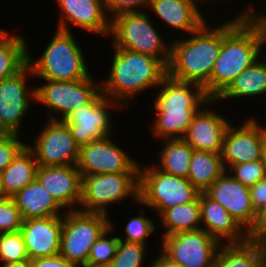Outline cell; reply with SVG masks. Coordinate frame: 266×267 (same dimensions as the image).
I'll return each mask as SVG.
<instances>
[{"label": "cell", "mask_w": 266, "mask_h": 267, "mask_svg": "<svg viewBox=\"0 0 266 267\" xmlns=\"http://www.w3.org/2000/svg\"><path fill=\"white\" fill-rule=\"evenodd\" d=\"M30 260L20 231L0 233V262L17 263Z\"/></svg>", "instance_id": "cell-32"}, {"label": "cell", "mask_w": 266, "mask_h": 267, "mask_svg": "<svg viewBox=\"0 0 266 267\" xmlns=\"http://www.w3.org/2000/svg\"><path fill=\"white\" fill-rule=\"evenodd\" d=\"M36 179L63 209L77 210L82 195V174L77 165L38 166Z\"/></svg>", "instance_id": "cell-20"}, {"label": "cell", "mask_w": 266, "mask_h": 267, "mask_svg": "<svg viewBox=\"0 0 266 267\" xmlns=\"http://www.w3.org/2000/svg\"><path fill=\"white\" fill-rule=\"evenodd\" d=\"M23 220L63 216L64 210L35 178L12 197ZM60 211H63L61 214Z\"/></svg>", "instance_id": "cell-24"}, {"label": "cell", "mask_w": 266, "mask_h": 267, "mask_svg": "<svg viewBox=\"0 0 266 267\" xmlns=\"http://www.w3.org/2000/svg\"><path fill=\"white\" fill-rule=\"evenodd\" d=\"M227 172L234 179L249 188L266 176L264 162L262 159L232 165L227 169Z\"/></svg>", "instance_id": "cell-36"}, {"label": "cell", "mask_w": 266, "mask_h": 267, "mask_svg": "<svg viewBox=\"0 0 266 267\" xmlns=\"http://www.w3.org/2000/svg\"><path fill=\"white\" fill-rule=\"evenodd\" d=\"M199 193L186 177L163 172L155 164L139 166L138 204L155 210L159 216L176 205L192 202Z\"/></svg>", "instance_id": "cell-7"}, {"label": "cell", "mask_w": 266, "mask_h": 267, "mask_svg": "<svg viewBox=\"0 0 266 267\" xmlns=\"http://www.w3.org/2000/svg\"><path fill=\"white\" fill-rule=\"evenodd\" d=\"M109 227L111 220L106 214L66 210L63 215L60 255L76 266L84 264L92 245Z\"/></svg>", "instance_id": "cell-9"}, {"label": "cell", "mask_w": 266, "mask_h": 267, "mask_svg": "<svg viewBox=\"0 0 266 267\" xmlns=\"http://www.w3.org/2000/svg\"><path fill=\"white\" fill-rule=\"evenodd\" d=\"M62 226L63 216L23 220L20 232L30 260L60 254Z\"/></svg>", "instance_id": "cell-21"}, {"label": "cell", "mask_w": 266, "mask_h": 267, "mask_svg": "<svg viewBox=\"0 0 266 267\" xmlns=\"http://www.w3.org/2000/svg\"><path fill=\"white\" fill-rule=\"evenodd\" d=\"M247 240L259 243L266 240V206L256 211L254 223L247 231Z\"/></svg>", "instance_id": "cell-41"}, {"label": "cell", "mask_w": 266, "mask_h": 267, "mask_svg": "<svg viewBox=\"0 0 266 267\" xmlns=\"http://www.w3.org/2000/svg\"><path fill=\"white\" fill-rule=\"evenodd\" d=\"M207 21L190 37L172 40L168 76L204 87L208 95V80L222 45V25Z\"/></svg>", "instance_id": "cell-4"}, {"label": "cell", "mask_w": 266, "mask_h": 267, "mask_svg": "<svg viewBox=\"0 0 266 267\" xmlns=\"http://www.w3.org/2000/svg\"><path fill=\"white\" fill-rule=\"evenodd\" d=\"M261 95H266V60L260 57L239 74L215 100L250 99Z\"/></svg>", "instance_id": "cell-25"}, {"label": "cell", "mask_w": 266, "mask_h": 267, "mask_svg": "<svg viewBox=\"0 0 266 267\" xmlns=\"http://www.w3.org/2000/svg\"><path fill=\"white\" fill-rule=\"evenodd\" d=\"M211 267H218V259H216L213 263Z\"/></svg>", "instance_id": "cell-51"}, {"label": "cell", "mask_w": 266, "mask_h": 267, "mask_svg": "<svg viewBox=\"0 0 266 267\" xmlns=\"http://www.w3.org/2000/svg\"><path fill=\"white\" fill-rule=\"evenodd\" d=\"M128 196L139 202V172L85 174L78 210L109 215L108 206Z\"/></svg>", "instance_id": "cell-8"}, {"label": "cell", "mask_w": 266, "mask_h": 267, "mask_svg": "<svg viewBox=\"0 0 266 267\" xmlns=\"http://www.w3.org/2000/svg\"><path fill=\"white\" fill-rule=\"evenodd\" d=\"M262 160L264 162L265 174H266V139H265V143H264V146H263Z\"/></svg>", "instance_id": "cell-48"}, {"label": "cell", "mask_w": 266, "mask_h": 267, "mask_svg": "<svg viewBox=\"0 0 266 267\" xmlns=\"http://www.w3.org/2000/svg\"><path fill=\"white\" fill-rule=\"evenodd\" d=\"M219 246L218 267H264L263 252L259 242L222 243Z\"/></svg>", "instance_id": "cell-31"}, {"label": "cell", "mask_w": 266, "mask_h": 267, "mask_svg": "<svg viewBox=\"0 0 266 267\" xmlns=\"http://www.w3.org/2000/svg\"><path fill=\"white\" fill-rule=\"evenodd\" d=\"M115 225L111 221L109 227L102 236L92 245L87 262L96 265L109 266L116 255L117 246L119 243L118 236H113ZM110 235H112L110 237Z\"/></svg>", "instance_id": "cell-34"}, {"label": "cell", "mask_w": 266, "mask_h": 267, "mask_svg": "<svg viewBox=\"0 0 266 267\" xmlns=\"http://www.w3.org/2000/svg\"><path fill=\"white\" fill-rule=\"evenodd\" d=\"M30 263L31 267H76L75 264L68 262L60 254L31 259Z\"/></svg>", "instance_id": "cell-43"}, {"label": "cell", "mask_w": 266, "mask_h": 267, "mask_svg": "<svg viewBox=\"0 0 266 267\" xmlns=\"http://www.w3.org/2000/svg\"><path fill=\"white\" fill-rule=\"evenodd\" d=\"M147 245L119 240L116 255L108 267H143Z\"/></svg>", "instance_id": "cell-33"}, {"label": "cell", "mask_w": 266, "mask_h": 267, "mask_svg": "<svg viewBox=\"0 0 266 267\" xmlns=\"http://www.w3.org/2000/svg\"><path fill=\"white\" fill-rule=\"evenodd\" d=\"M263 52L259 33L246 18L233 16L222 23V45L208 80V96L216 99L239 74L264 57Z\"/></svg>", "instance_id": "cell-2"}, {"label": "cell", "mask_w": 266, "mask_h": 267, "mask_svg": "<svg viewBox=\"0 0 266 267\" xmlns=\"http://www.w3.org/2000/svg\"><path fill=\"white\" fill-rule=\"evenodd\" d=\"M112 135L80 147L77 168L82 177L85 174L139 172L140 165L137 160L113 142Z\"/></svg>", "instance_id": "cell-16"}, {"label": "cell", "mask_w": 266, "mask_h": 267, "mask_svg": "<svg viewBox=\"0 0 266 267\" xmlns=\"http://www.w3.org/2000/svg\"><path fill=\"white\" fill-rule=\"evenodd\" d=\"M27 44L24 36L0 30V81L16 75L28 64Z\"/></svg>", "instance_id": "cell-27"}, {"label": "cell", "mask_w": 266, "mask_h": 267, "mask_svg": "<svg viewBox=\"0 0 266 267\" xmlns=\"http://www.w3.org/2000/svg\"><path fill=\"white\" fill-rule=\"evenodd\" d=\"M198 6L194 0H150L148 9L172 29L190 34L207 21Z\"/></svg>", "instance_id": "cell-23"}, {"label": "cell", "mask_w": 266, "mask_h": 267, "mask_svg": "<svg viewBox=\"0 0 266 267\" xmlns=\"http://www.w3.org/2000/svg\"><path fill=\"white\" fill-rule=\"evenodd\" d=\"M161 238V251L183 267H211L217 259L219 246H222V243L204 229L184 231Z\"/></svg>", "instance_id": "cell-12"}, {"label": "cell", "mask_w": 266, "mask_h": 267, "mask_svg": "<svg viewBox=\"0 0 266 267\" xmlns=\"http://www.w3.org/2000/svg\"><path fill=\"white\" fill-rule=\"evenodd\" d=\"M21 135L0 133V172L13 161L18 153L27 145L20 140Z\"/></svg>", "instance_id": "cell-38"}, {"label": "cell", "mask_w": 266, "mask_h": 267, "mask_svg": "<svg viewBox=\"0 0 266 267\" xmlns=\"http://www.w3.org/2000/svg\"><path fill=\"white\" fill-rule=\"evenodd\" d=\"M33 76L27 64L20 72L0 81V133H20L23 118L36 101L35 87L28 89L27 76Z\"/></svg>", "instance_id": "cell-13"}, {"label": "cell", "mask_w": 266, "mask_h": 267, "mask_svg": "<svg viewBox=\"0 0 266 267\" xmlns=\"http://www.w3.org/2000/svg\"><path fill=\"white\" fill-rule=\"evenodd\" d=\"M205 193L224 206L246 232L253 225L256 211L252 206L249 187L234 179L227 170Z\"/></svg>", "instance_id": "cell-19"}, {"label": "cell", "mask_w": 266, "mask_h": 267, "mask_svg": "<svg viewBox=\"0 0 266 267\" xmlns=\"http://www.w3.org/2000/svg\"><path fill=\"white\" fill-rule=\"evenodd\" d=\"M159 251L160 254L153 259L150 265H148L149 267H183L182 265L177 264L168 258L161 250Z\"/></svg>", "instance_id": "cell-44"}, {"label": "cell", "mask_w": 266, "mask_h": 267, "mask_svg": "<svg viewBox=\"0 0 266 267\" xmlns=\"http://www.w3.org/2000/svg\"><path fill=\"white\" fill-rule=\"evenodd\" d=\"M213 103L217 101L211 99L194 115L182 139L194 150L221 154L225 132L232 122L214 111Z\"/></svg>", "instance_id": "cell-18"}, {"label": "cell", "mask_w": 266, "mask_h": 267, "mask_svg": "<svg viewBox=\"0 0 266 267\" xmlns=\"http://www.w3.org/2000/svg\"><path fill=\"white\" fill-rule=\"evenodd\" d=\"M38 168L33 152L27 145L13 161L0 172V184L7 197H13L36 178Z\"/></svg>", "instance_id": "cell-26"}, {"label": "cell", "mask_w": 266, "mask_h": 267, "mask_svg": "<svg viewBox=\"0 0 266 267\" xmlns=\"http://www.w3.org/2000/svg\"><path fill=\"white\" fill-rule=\"evenodd\" d=\"M157 221L148 218V216L144 214H139L136 217L129 219L125 226V236L123 238L118 235L119 240H124L127 242H138L146 245L147 237L153 234L156 230L157 225H155Z\"/></svg>", "instance_id": "cell-35"}, {"label": "cell", "mask_w": 266, "mask_h": 267, "mask_svg": "<svg viewBox=\"0 0 266 267\" xmlns=\"http://www.w3.org/2000/svg\"><path fill=\"white\" fill-rule=\"evenodd\" d=\"M6 198H7V196L4 194L2 186L0 184V202H2Z\"/></svg>", "instance_id": "cell-50"}, {"label": "cell", "mask_w": 266, "mask_h": 267, "mask_svg": "<svg viewBox=\"0 0 266 267\" xmlns=\"http://www.w3.org/2000/svg\"><path fill=\"white\" fill-rule=\"evenodd\" d=\"M257 10L252 6L249 5L247 8H244L241 13L239 12L236 17L246 18L258 31L262 48L266 45V14H260L256 12Z\"/></svg>", "instance_id": "cell-40"}, {"label": "cell", "mask_w": 266, "mask_h": 267, "mask_svg": "<svg viewBox=\"0 0 266 267\" xmlns=\"http://www.w3.org/2000/svg\"><path fill=\"white\" fill-rule=\"evenodd\" d=\"M119 108H122L121 105L101 93L92 103L70 112L63 121L81 147L112 134L114 120L109 110L119 111Z\"/></svg>", "instance_id": "cell-14"}, {"label": "cell", "mask_w": 266, "mask_h": 267, "mask_svg": "<svg viewBox=\"0 0 266 267\" xmlns=\"http://www.w3.org/2000/svg\"><path fill=\"white\" fill-rule=\"evenodd\" d=\"M201 229L220 243H242L247 240V232L219 202L205 192L200 193Z\"/></svg>", "instance_id": "cell-22"}, {"label": "cell", "mask_w": 266, "mask_h": 267, "mask_svg": "<svg viewBox=\"0 0 266 267\" xmlns=\"http://www.w3.org/2000/svg\"><path fill=\"white\" fill-rule=\"evenodd\" d=\"M56 2L60 9L57 29L72 31L73 25L86 32L109 37L111 19L103 0H56Z\"/></svg>", "instance_id": "cell-17"}, {"label": "cell", "mask_w": 266, "mask_h": 267, "mask_svg": "<svg viewBox=\"0 0 266 267\" xmlns=\"http://www.w3.org/2000/svg\"><path fill=\"white\" fill-rule=\"evenodd\" d=\"M251 115L239 126H228L222 144L221 159L225 170L232 165L262 159L266 127Z\"/></svg>", "instance_id": "cell-15"}, {"label": "cell", "mask_w": 266, "mask_h": 267, "mask_svg": "<svg viewBox=\"0 0 266 267\" xmlns=\"http://www.w3.org/2000/svg\"><path fill=\"white\" fill-rule=\"evenodd\" d=\"M23 218L12 197L0 202V233L20 231Z\"/></svg>", "instance_id": "cell-37"}, {"label": "cell", "mask_w": 266, "mask_h": 267, "mask_svg": "<svg viewBox=\"0 0 266 267\" xmlns=\"http://www.w3.org/2000/svg\"><path fill=\"white\" fill-rule=\"evenodd\" d=\"M225 171L221 154L194 150L187 178L201 193L205 192Z\"/></svg>", "instance_id": "cell-29"}, {"label": "cell", "mask_w": 266, "mask_h": 267, "mask_svg": "<svg viewBox=\"0 0 266 267\" xmlns=\"http://www.w3.org/2000/svg\"><path fill=\"white\" fill-rule=\"evenodd\" d=\"M114 49L109 74L100 80L101 93L121 105L123 110L130 106L132 97L147 89H156L168 76V66L146 54Z\"/></svg>", "instance_id": "cell-1"}, {"label": "cell", "mask_w": 266, "mask_h": 267, "mask_svg": "<svg viewBox=\"0 0 266 267\" xmlns=\"http://www.w3.org/2000/svg\"><path fill=\"white\" fill-rule=\"evenodd\" d=\"M263 252V266L266 267V240L260 243Z\"/></svg>", "instance_id": "cell-46"}, {"label": "cell", "mask_w": 266, "mask_h": 267, "mask_svg": "<svg viewBox=\"0 0 266 267\" xmlns=\"http://www.w3.org/2000/svg\"><path fill=\"white\" fill-rule=\"evenodd\" d=\"M252 206L255 211L266 206V176L249 188Z\"/></svg>", "instance_id": "cell-42"}, {"label": "cell", "mask_w": 266, "mask_h": 267, "mask_svg": "<svg viewBox=\"0 0 266 267\" xmlns=\"http://www.w3.org/2000/svg\"><path fill=\"white\" fill-rule=\"evenodd\" d=\"M91 76L75 81L41 79L45 84L35 87V102L47 107L45 117L49 120H64L70 112L92 103L101 94V83Z\"/></svg>", "instance_id": "cell-10"}, {"label": "cell", "mask_w": 266, "mask_h": 267, "mask_svg": "<svg viewBox=\"0 0 266 267\" xmlns=\"http://www.w3.org/2000/svg\"><path fill=\"white\" fill-rule=\"evenodd\" d=\"M110 19L123 13L147 11L150 0H103ZM144 9V10H143Z\"/></svg>", "instance_id": "cell-39"}, {"label": "cell", "mask_w": 266, "mask_h": 267, "mask_svg": "<svg viewBox=\"0 0 266 267\" xmlns=\"http://www.w3.org/2000/svg\"><path fill=\"white\" fill-rule=\"evenodd\" d=\"M33 142L32 146L26 144L33 152L38 166H67L78 163L80 146L63 120L48 119Z\"/></svg>", "instance_id": "cell-11"}, {"label": "cell", "mask_w": 266, "mask_h": 267, "mask_svg": "<svg viewBox=\"0 0 266 267\" xmlns=\"http://www.w3.org/2000/svg\"><path fill=\"white\" fill-rule=\"evenodd\" d=\"M153 99V136L159 139L183 138L194 115L211 98L203 86L167 76Z\"/></svg>", "instance_id": "cell-3"}, {"label": "cell", "mask_w": 266, "mask_h": 267, "mask_svg": "<svg viewBox=\"0 0 266 267\" xmlns=\"http://www.w3.org/2000/svg\"><path fill=\"white\" fill-rule=\"evenodd\" d=\"M160 220L165 229L162 237L201 229L200 193L192 202L176 205L165 210L160 215Z\"/></svg>", "instance_id": "cell-28"}, {"label": "cell", "mask_w": 266, "mask_h": 267, "mask_svg": "<svg viewBox=\"0 0 266 267\" xmlns=\"http://www.w3.org/2000/svg\"><path fill=\"white\" fill-rule=\"evenodd\" d=\"M76 267H108V266L96 265V264H91V263L85 262L84 264L77 265Z\"/></svg>", "instance_id": "cell-47"}, {"label": "cell", "mask_w": 266, "mask_h": 267, "mask_svg": "<svg viewBox=\"0 0 266 267\" xmlns=\"http://www.w3.org/2000/svg\"><path fill=\"white\" fill-rule=\"evenodd\" d=\"M0 267H31L30 260L17 262V263H6L1 265Z\"/></svg>", "instance_id": "cell-45"}, {"label": "cell", "mask_w": 266, "mask_h": 267, "mask_svg": "<svg viewBox=\"0 0 266 267\" xmlns=\"http://www.w3.org/2000/svg\"><path fill=\"white\" fill-rule=\"evenodd\" d=\"M147 11L123 13L111 19L109 37L114 48L152 56L167 66L171 57V40L165 42ZM156 27V28H155ZM167 43V44H166Z\"/></svg>", "instance_id": "cell-6"}, {"label": "cell", "mask_w": 266, "mask_h": 267, "mask_svg": "<svg viewBox=\"0 0 266 267\" xmlns=\"http://www.w3.org/2000/svg\"><path fill=\"white\" fill-rule=\"evenodd\" d=\"M74 36L71 31L57 29L40 57L34 58L28 50L27 62L33 77L55 81L88 78L91 72L85 62V52Z\"/></svg>", "instance_id": "cell-5"}, {"label": "cell", "mask_w": 266, "mask_h": 267, "mask_svg": "<svg viewBox=\"0 0 266 267\" xmlns=\"http://www.w3.org/2000/svg\"><path fill=\"white\" fill-rule=\"evenodd\" d=\"M159 151L160 164L155 166L163 172L179 177H188L194 149L182 138L163 139Z\"/></svg>", "instance_id": "cell-30"}, {"label": "cell", "mask_w": 266, "mask_h": 267, "mask_svg": "<svg viewBox=\"0 0 266 267\" xmlns=\"http://www.w3.org/2000/svg\"><path fill=\"white\" fill-rule=\"evenodd\" d=\"M194 1H195L198 5H200L201 3H202V4H204V3L207 4L208 1H209V3H210V2H213V3H214V2L217 1V0H212V1H211V0H194ZM222 1H226V0H218L217 2H222Z\"/></svg>", "instance_id": "cell-49"}]
</instances>
